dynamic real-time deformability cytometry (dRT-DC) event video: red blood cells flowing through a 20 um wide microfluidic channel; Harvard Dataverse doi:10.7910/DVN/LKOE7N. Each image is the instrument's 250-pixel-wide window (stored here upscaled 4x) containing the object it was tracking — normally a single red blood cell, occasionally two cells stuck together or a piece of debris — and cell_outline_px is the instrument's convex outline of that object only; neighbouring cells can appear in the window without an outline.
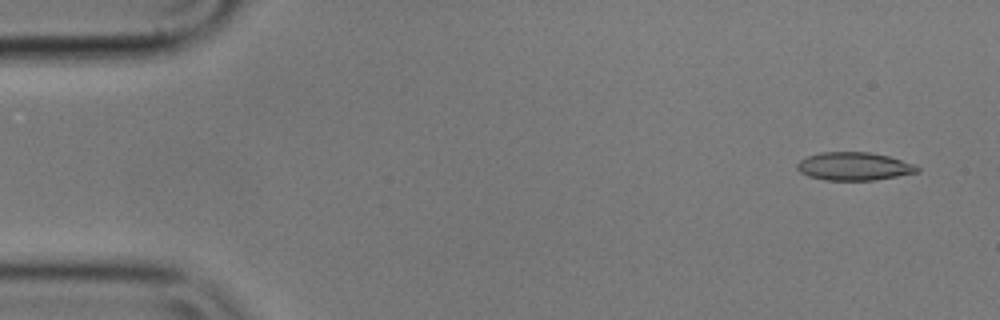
{"species": "common noctule bat (a hibernating species)", "species_latin": "Nyctalus noctula", "temperature_condition": "cold", "stored_images_in_passage": 56, "camera_frame_rate_fps": 3000, "um_per_image_px": 0.085, "animal": {"sex": "male", "body_mass_g": 17.9}, "frame": {"image": 1, "passage_image": 3, "time_ms": 0.667, "image_size_px": [1000, 320], "cell_outline_px": [[920, 172], [876, 180], [824, 180], [808, 176], [800, 172], [796, 168], [796, 164], [800, 160], [808, 156], [820, 152], [868, 152], [888, 156], [916, 164], [920, 168]], "centroid_in_image_um": [72.61, 14.14], "position_along_channel_um": 12.4, "area_um2": 19.83}}
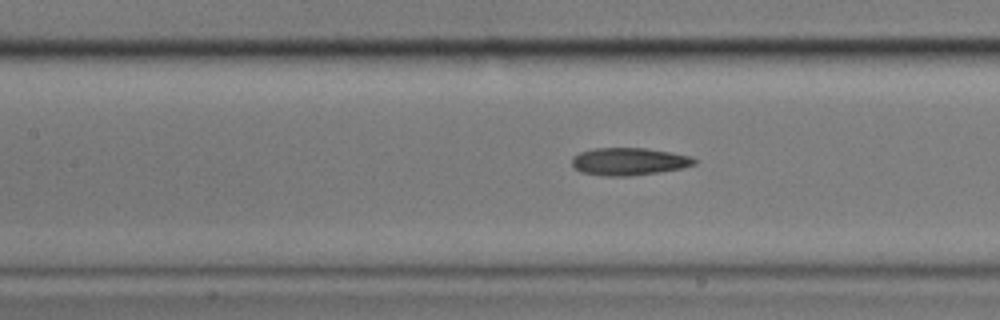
{"frame": {"image": 2, "passage_image": 24, "time_ms": 7.667, "image_size_px": [1000, 320], "cell_outline_px": [[696, 164], [684, 168], [660, 172], [632, 176], [604, 176], [580, 172], [572, 164], [572, 156], [580, 152], [596, 148], [644, 148], [668, 152], [688, 156], [696, 160]], "centroid_in_image_um": [53.44, 13.74], "position_along_channel_um": 154.0, "area_um2": 19.59}}
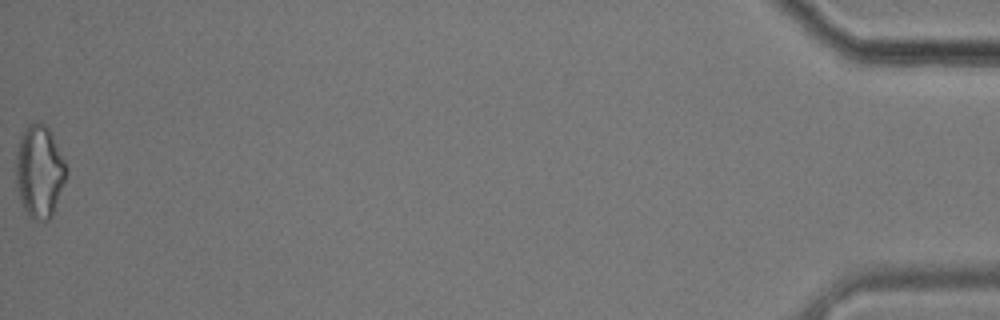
{"frame": {"image": 3, "passage_image": 56, "time_ms": 18.333, "image_size_px": [1000, 320], "cell_outline_px": [[68, 172], [52, 216], [48, 220], [36, 220], [28, 216], [20, 200], [16, 188], [16, 152], [20, 132], [28, 124], [36, 120], [40, 120], [48, 128], [68, 168]], "centroid_in_image_um": [3.33, 14.54], "position_along_channel_um": 431.9, "area_um2": 27.46}, "authors_computed_cell_mechanics": {"area_um2": 19.941, "velocity_mm_per_s": 3.5346, "shape_relaxation_time_tau1_ms": 6.0749, "shape_relaxation_time_tau2_ms": 3.4424, "deformation_change_tau1": 0.1684, "deformation_change_tau2": 0.1334}}